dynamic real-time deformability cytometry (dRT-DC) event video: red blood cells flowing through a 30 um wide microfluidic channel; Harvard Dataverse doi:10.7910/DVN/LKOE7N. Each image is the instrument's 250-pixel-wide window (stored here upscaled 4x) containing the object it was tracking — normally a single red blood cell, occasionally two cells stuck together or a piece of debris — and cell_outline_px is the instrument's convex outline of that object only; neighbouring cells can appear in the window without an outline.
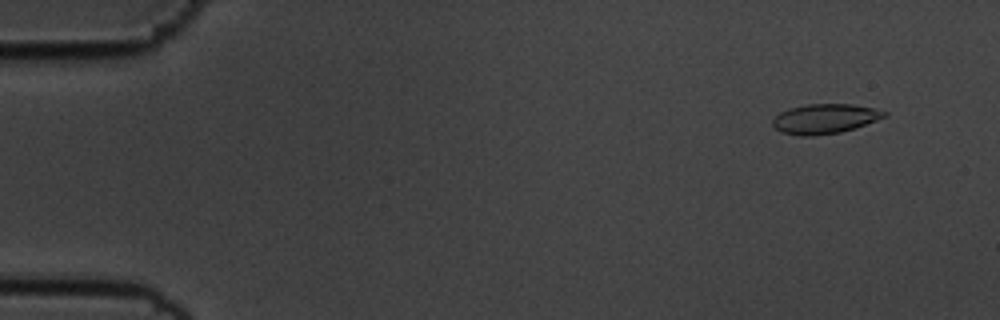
{"species": "common noctule bat (a hibernating species)", "species_latin": "Nyctalus noctula", "temperature_condition": "cold", "stored_images_in_passage": 57, "camera_frame_rate_fps": 3000, "um_per_image_px": 0.085, "animal": {"sex": "male", "body_mass_g": 19.5, "forearm_length_mm": 54.6}, "frame": {"image": 1, "passage_image": 5, "time_ms": 1.333, "image_size_px": [1000, 320], "cell_outline_px": [[888, 116], [840, 132], [812, 136], [800, 136], [780, 132], [772, 124], [772, 120], [780, 112], [788, 108], [804, 104], [852, 104], [872, 108], [888, 112]], "centroid_in_image_um": [70.07, 10.09], "position_along_channel_um": 14.9, "area_um2": 19.25}}
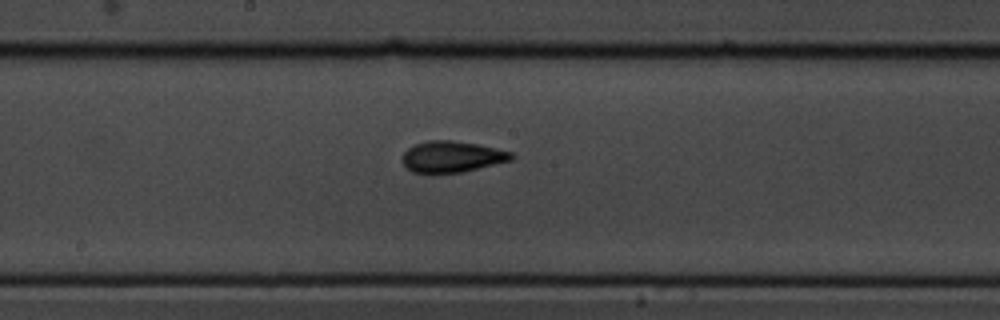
{"frame": {"image": 2, "passage_image": 31, "time_ms": 10.0, "image_size_px": [1000, 320], "cell_outline_px": [[516, 156], [512, 160], [464, 172], [412, 172], [404, 164], [404, 152], [408, 148], [416, 144], [428, 140], [452, 140], [476, 144], [496, 148], [512, 152]], "centroid_in_image_um": [38.47, 13.31], "position_along_channel_um": 209.7, "area_um2": 19.59}}
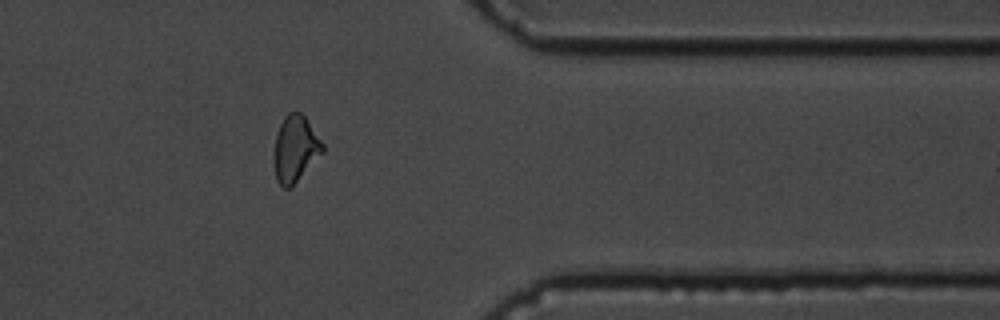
{"frame": {"image": 3, "passage_image": 47, "time_ms": 15.333, "image_size_px": [1000, 320], "cell_outline_px": [[324, 152], [288, 188], [284, 188], [276, 180], [276, 136], [280, 124], [284, 116], [288, 112], [300, 112], [304, 116], [324, 144]], "centroid_in_image_um": [25.13, 12.6], "position_along_channel_um": 386.3, "area_um2": 17.98}, "authors_computed_cell_mechanics": {"area_um2": 19.1896, "velocity_mm_per_s": 3.5485, "shape_relaxation_time_tau1_ms": 6.1921, "shape_relaxation_time_tau2_ms": 2.5102, "deformation_change_tau1": 0.1426, "deformation_change_tau2": 0.0762}}